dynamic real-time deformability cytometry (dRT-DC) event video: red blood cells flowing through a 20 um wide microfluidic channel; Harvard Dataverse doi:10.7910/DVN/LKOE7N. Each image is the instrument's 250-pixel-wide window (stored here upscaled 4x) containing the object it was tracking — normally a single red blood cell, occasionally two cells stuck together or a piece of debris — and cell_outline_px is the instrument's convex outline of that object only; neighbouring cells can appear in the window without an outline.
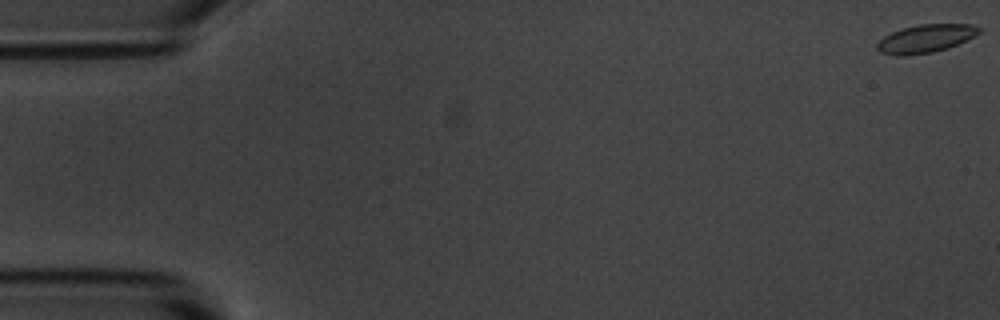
{"species": "common noctule bat (a hibernating species)", "species_latin": "Nyctalus noctula", "temperature_condition": "room temperature", "stored_images_in_passage": 7, "camera_frame_rate_fps": 3000, "um_per_image_px": 0.085, "animal": {"sex": "male", "body_mass_g": 20.1, "forearm_length_mm": 53.5}, "frame": {"image": 1, "passage_image": 1, "time_ms": 0.0, "image_size_px": [1000, 320], "cell_outline_px": [[980, 32], [948, 48], [932, 52], [908, 56], [892, 56], [880, 52], [876, 48], [876, 44], [884, 36], [900, 28], [920, 24], [972, 24], [980, 28]], "centroid_in_image_um": [78.6, 3.29], "position_along_channel_um": 6.4, "area_um2": 16.7}}
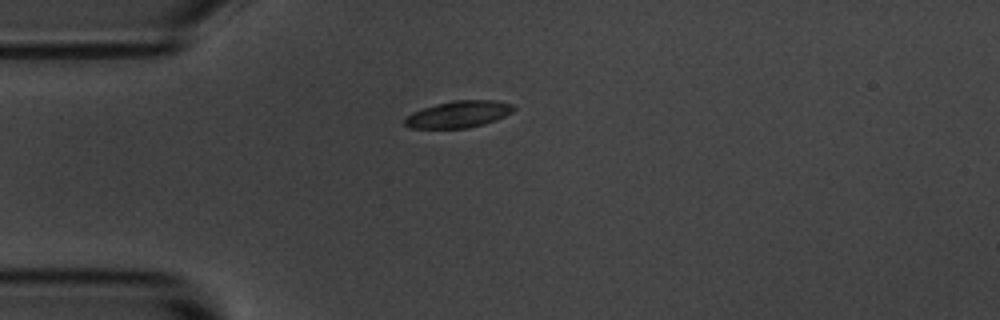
{"frame": {"image": 2, "passage_image": 5, "time_ms": 4.667, "image_size_px": [1000, 320], "cell_outline_px": [[516, 108], [512, 112], [496, 120], [484, 124], [468, 128], [408, 128], [404, 124], [404, 120], [412, 112], [436, 104], [456, 100], [496, 100], [512, 104]], "centroid_in_image_um": [38.99, 9.71], "position_along_channel_um": 46.0, "area_um2": 16.94}}
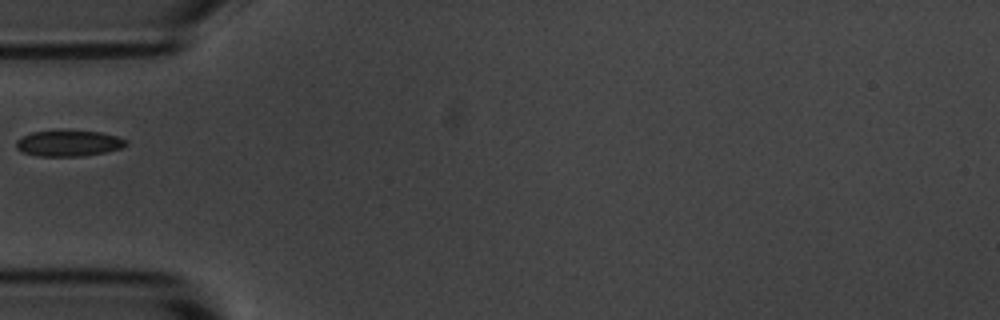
{"frame": {"image": 3, "passage_image": 6, "time_ms": 6.0, "image_size_px": [1000, 320], "cell_outline_px": [[128, 144], [120, 148], [104, 152], [80, 156], [36, 156], [24, 152], [16, 148], [16, 140], [20, 136], [32, 132], [100, 132], [116, 136], [124, 140]], "centroid_in_image_um": [5.78, 12.2], "position_along_channel_um": 79.2, "area_um2": 16.07}}